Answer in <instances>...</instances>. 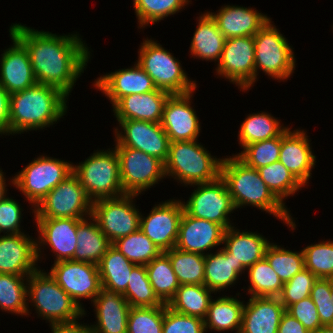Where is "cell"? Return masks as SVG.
<instances>
[{"mask_svg":"<svg viewBox=\"0 0 333 333\" xmlns=\"http://www.w3.org/2000/svg\"><path fill=\"white\" fill-rule=\"evenodd\" d=\"M9 32L27 49L37 83L58 88L69 97L91 60V48L82 36L38 31L21 23L11 24Z\"/></svg>","mask_w":333,"mask_h":333,"instance_id":"6da1fadb","label":"cell"},{"mask_svg":"<svg viewBox=\"0 0 333 333\" xmlns=\"http://www.w3.org/2000/svg\"><path fill=\"white\" fill-rule=\"evenodd\" d=\"M68 98L58 88L40 83L10 94L9 136L58 123L67 113Z\"/></svg>","mask_w":333,"mask_h":333,"instance_id":"7a4b0ae2","label":"cell"},{"mask_svg":"<svg viewBox=\"0 0 333 333\" xmlns=\"http://www.w3.org/2000/svg\"><path fill=\"white\" fill-rule=\"evenodd\" d=\"M220 177L227 184L236 210L252 205L280 219L292 231L297 228L289 208L271 192L258 170L246 165L236 155L223 158Z\"/></svg>","mask_w":333,"mask_h":333,"instance_id":"3957f363","label":"cell"},{"mask_svg":"<svg viewBox=\"0 0 333 333\" xmlns=\"http://www.w3.org/2000/svg\"><path fill=\"white\" fill-rule=\"evenodd\" d=\"M222 160L212 156L198 139L170 142L165 175L184 187L213 182L221 175Z\"/></svg>","mask_w":333,"mask_h":333,"instance_id":"277c9868","label":"cell"},{"mask_svg":"<svg viewBox=\"0 0 333 333\" xmlns=\"http://www.w3.org/2000/svg\"><path fill=\"white\" fill-rule=\"evenodd\" d=\"M27 304V316L32 314L30 306L35 307L37 316L48 321L49 324L81 320L87 315L86 311L59 286L48 271L40 268L28 276Z\"/></svg>","mask_w":333,"mask_h":333,"instance_id":"5b68a950","label":"cell"},{"mask_svg":"<svg viewBox=\"0 0 333 333\" xmlns=\"http://www.w3.org/2000/svg\"><path fill=\"white\" fill-rule=\"evenodd\" d=\"M136 63L152 78L157 89L173 94L197 90L196 80H190L180 60L160 43L146 38L140 45Z\"/></svg>","mask_w":333,"mask_h":333,"instance_id":"8992f818","label":"cell"},{"mask_svg":"<svg viewBox=\"0 0 333 333\" xmlns=\"http://www.w3.org/2000/svg\"><path fill=\"white\" fill-rule=\"evenodd\" d=\"M73 173L92 201L125 194L120 178L119 159L114 148L95 150L83 162L73 164Z\"/></svg>","mask_w":333,"mask_h":333,"instance_id":"52a82bcc","label":"cell"},{"mask_svg":"<svg viewBox=\"0 0 333 333\" xmlns=\"http://www.w3.org/2000/svg\"><path fill=\"white\" fill-rule=\"evenodd\" d=\"M273 23V24H272ZM255 82L260 71L273 80L287 81L294 73L296 59L294 48L287 38L268 21L254 36Z\"/></svg>","mask_w":333,"mask_h":333,"instance_id":"ba28073f","label":"cell"},{"mask_svg":"<svg viewBox=\"0 0 333 333\" xmlns=\"http://www.w3.org/2000/svg\"><path fill=\"white\" fill-rule=\"evenodd\" d=\"M33 159L21 172L9 178V184L18 189L31 204L32 213L40 201L73 172V163L69 161L48 155H39Z\"/></svg>","mask_w":333,"mask_h":333,"instance_id":"9c48e42d","label":"cell"},{"mask_svg":"<svg viewBox=\"0 0 333 333\" xmlns=\"http://www.w3.org/2000/svg\"><path fill=\"white\" fill-rule=\"evenodd\" d=\"M93 201L72 172L34 208V218H75L91 216Z\"/></svg>","mask_w":333,"mask_h":333,"instance_id":"30bf717a","label":"cell"},{"mask_svg":"<svg viewBox=\"0 0 333 333\" xmlns=\"http://www.w3.org/2000/svg\"><path fill=\"white\" fill-rule=\"evenodd\" d=\"M137 196L124 194L93 201L91 216L111 244L139 229L141 212L134 202Z\"/></svg>","mask_w":333,"mask_h":333,"instance_id":"8fae6325","label":"cell"},{"mask_svg":"<svg viewBox=\"0 0 333 333\" xmlns=\"http://www.w3.org/2000/svg\"><path fill=\"white\" fill-rule=\"evenodd\" d=\"M119 159L125 194L141 195L166 178L165 163L157 157L130 147H114Z\"/></svg>","mask_w":333,"mask_h":333,"instance_id":"7c38bea8","label":"cell"},{"mask_svg":"<svg viewBox=\"0 0 333 333\" xmlns=\"http://www.w3.org/2000/svg\"><path fill=\"white\" fill-rule=\"evenodd\" d=\"M191 186L197 188L186 202L182 201L184 210L190 216L215 222L225 230L234 225L230 220V214L236 208L227 184L221 177L213 182Z\"/></svg>","mask_w":333,"mask_h":333,"instance_id":"4fadbf2b","label":"cell"},{"mask_svg":"<svg viewBox=\"0 0 333 333\" xmlns=\"http://www.w3.org/2000/svg\"><path fill=\"white\" fill-rule=\"evenodd\" d=\"M214 69L218 77L248 91L255 84L254 37H231L225 40L222 56Z\"/></svg>","mask_w":333,"mask_h":333,"instance_id":"5bb4252c","label":"cell"},{"mask_svg":"<svg viewBox=\"0 0 333 333\" xmlns=\"http://www.w3.org/2000/svg\"><path fill=\"white\" fill-rule=\"evenodd\" d=\"M48 273L84 311L81 299H89L92 303L99 294L101 281L96 264L74 260L59 261L52 264Z\"/></svg>","mask_w":333,"mask_h":333,"instance_id":"9a60e30c","label":"cell"},{"mask_svg":"<svg viewBox=\"0 0 333 333\" xmlns=\"http://www.w3.org/2000/svg\"><path fill=\"white\" fill-rule=\"evenodd\" d=\"M118 128L114 129L115 147H130L157 157L166 162L169 154L170 140L161 126L141 120L117 121ZM121 129V131H120Z\"/></svg>","mask_w":333,"mask_h":333,"instance_id":"2e32d148","label":"cell"},{"mask_svg":"<svg viewBox=\"0 0 333 333\" xmlns=\"http://www.w3.org/2000/svg\"><path fill=\"white\" fill-rule=\"evenodd\" d=\"M184 212L182 200L169 199L155 204L145 217L140 215L139 229L162 251L175 247L179 223Z\"/></svg>","mask_w":333,"mask_h":333,"instance_id":"e0dca14e","label":"cell"},{"mask_svg":"<svg viewBox=\"0 0 333 333\" xmlns=\"http://www.w3.org/2000/svg\"><path fill=\"white\" fill-rule=\"evenodd\" d=\"M38 230L36 239L37 259L40 261L46 247L55 254L54 263L74 260L77 247V225L75 218H34ZM43 247V248H42Z\"/></svg>","mask_w":333,"mask_h":333,"instance_id":"ac0fdd59","label":"cell"},{"mask_svg":"<svg viewBox=\"0 0 333 333\" xmlns=\"http://www.w3.org/2000/svg\"><path fill=\"white\" fill-rule=\"evenodd\" d=\"M193 93L170 95L165 103L161 126L170 142L194 141L200 136L201 122L191 103Z\"/></svg>","mask_w":333,"mask_h":333,"instance_id":"d6986e66","label":"cell"},{"mask_svg":"<svg viewBox=\"0 0 333 333\" xmlns=\"http://www.w3.org/2000/svg\"><path fill=\"white\" fill-rule=\"evenodd\" d=\"M36 239L25 233L0 235V273L29 276L38 270Z\"/></svg>","mask_w":333,"mask_h":333,"instance_id":"ffe728a7","label":"cell"},{"mask_svg":"<svg viewBox=\"0 0 333 333\" xmlns=\"http://www.w3.org/2000/svg\"><path fill=\"white\" fill-rule=\"evenodd\" d=\"M133 65L131 68L118 69L95 79L92 86L105 94L112 107L127 95L157 90L152 78L136 62Z\"/></svg>","mask_w":333,"mask_h":333,"instance_id":"44dd1931","label":"cell"},{"mask_svg":"<svg viewBox=\"0 0 333 333\" xmlns=\"http://www.w3.org/2000/svg\"><path fill=\"white\" fill-rule=\"evenodd\" d=\"M288 128L282 134L279 161L305 187L311 179L312 169L316 165V156L312 152L311 140L306 130Z\"/></svg>","mask_w":333,"mask_h":333,"instance_id":"7402d4cb","label":"cell"},{"mask_svg":"<svg viewBox=\"0 0 333 333\" xmlns=\"http://www.w3.org/2000/svg\"><path fill=\"white\" fill-rule=\"evenodd\" d=\"M224 232L225 229L221 225L190 216L184 210L175 247L205 256L209 253L207 251L223 244Z\"/></svg>","mask_w":333,"mask_h":333,"instance_id":"603a6c76","label":"cell"},{"mask_svg":"<svg viewBox=\"0 0 333 333\" xmlns=\"http://www.w3.org/2000/svg\"><path fill=\"white\" fill-rule=\"evenodd\" d=\"M12 45L0 55V85L13 94L37 83L25 46L9 32Z\"/></svg>","mask_w":333,"mask_h":333,"instance_id":"cb8c5ba5","label":"cell"},{"mask_svg":"<svg viewBox=\"0 0 333 333\" xmlns=\"http://www.w3.org/2000/svg\"><path fill=\"white\" fill-rule=\"evenodd\" d=\"M91 304L97 319L96 324L90 323L93 333H127L131 307L122 294L101 286Z\"/></svg>","mask_w":333,"mask_h":333,"instance_id":"d4e9b609","label":"cell"},{"mask_svg":"<svg viewBox=\"0 0 333 333\" xmlns=\"http://www.w3.org/2000/svg\"><path fill=\"white\" fill-rule=\"evenodd\" d=\"M256 8L236 5L221 6L216 12H208L225 38L253 37L272 18Z\"/></svg>","mask_w":333,"mask_h":333,"instance_id":"484cf974","label":"cell"},{"mask_svg":"<svg viewBox=\"0 0 333 333\" xmlns=\"http://www.w3.org/2000/svg\"><path fill=\"white\" fill-rule=\"evenodd\" d=\"M171 94L157 89L122 97L112 108L117 121L141 120L161 123L165 103Z\"/></svg>","mask_w":333,"mask_h":333,"instance_id":"4316f807","label":"cell"},{"mask_svg":"<svg viewBox=\"0 0 333 333\" xmlns=\"http://www.w3.org/2000/svg\"><path fill=\"white\" fill-rule=\"evenodd\" d=\"M285 311L279 297H250L243 307L240 333H278Z\"/></svg>","mask_w":333,"mask_h":333,"instance_id":"83f0119b","label":"cell"},{"mask_svg":"<svg viewBox=\"0 0 333 333\" xmlns=\"http://www.w3.org/2000/svg\"><path fill=\"white\" fill-rule=\"evenodd\" d=\"M258 232L238 229L234 225L224 232L223 248L232 255L237 264L247 270L265 257L270 241Z\"/></svg>","mask_w":333,"mask_h":333,"instance_id":"f1b7e54d","label":"cell"},{"mask_svg":"<svg viewBox=\"0 0 333 333\" xmlns=\"http://www.w3.org/2000/svg\"><path fill=\"white\" fill-rule=\"evenodd\" d=\"M215 251V254L210 252L205 255L204 267V285L214 294L233 287L246 271L243 265L237 264L223 247Z\"/></svg>","mask_w":333,"mask_h":333,"instance_id":"f546056e","label":"cell"},{"mask_svg":"<svg viewBox=\"0 0 333 333\" xmlns=\"http://www.w3.org/2000/svg\"><path fill=\"white\" fill-rule=\"evenodd\" d=\"M197 28L190 44V55L202 61H220L225 44V36L219 30L216 22L207 12L197 16Z\"/></svg>","mask_w":333,"mask_h":333,"instance_id":"4dcf8cb0","label":"cell"},{"mask_svg":"<svg viewBox=\"0 0 333 333\" xmlns=\"http://www.w3.org/2000/svg\"><path fill=\"white\" fill-rule=\"evenodd\" d=\"M240 293L236 296L215 297L212 299L204 319L205 329L212 332H229L236 331L240 333L242 326V313L245 302L239 298ZM238 296V298H236Z\"/></svg>","mask_w":333,"mask_h":333,"instance_id":"1f68e13d","label":"cell"},{"mask_svg":"<svg viewBox=\"0 0 333 333\" xmlns=\"http://www.w3.org/2000/svg\"><path fill=\"white\" fill-rule=\"evenodd\" d=\"M111 245L92 216L78 221L74 261L98 265Z\"/></svg>","mask_w":333,"mask_h":333,"instance_id":"d6a6232c","label":"cell"},{"mask_svg":"<svg viewBox=\"0 0 333 333\" xmlns=\"http://www.w3.org/2000/svg\"><path fill=\"white\" fill-rule=\"evenodd\" d=\"M213 293L204 284L180 285L167 307L174 312L204 320Z\"/></svg>","mask_w":333,"mask_h":333,"instance_id":"836d02e7","label":"cell"},{"mask_svg":"<svg viewBox=\"0 0 333 333\" xmlns=\"http://www.w3.org/2000/svg\"><path fill=\"white\" fill-rule=\"evenodd\" d=\"M288 128V125L284 126L280 119L273 117L268 112L251 113L240 124L237 141L243 149L251 143L282 135Z\"/></svg>","mask_w":333,"mask_h":333,"instance_id":"e575fe53","label":"cell"},{"mask_svg":"<svg viewBox=\"0 0 333 333\" xmlns=\"http://www.w3.org/2000/svg\"><path fill=\"white\" fill-rule=\"evenodd\" d=\"M135 266L111 245L98 264L101 286L123 294Z\"/></svg>","mask_w":333,"mask_h":333,"instance_id":"d590c367","label":"cell"},{"mask_svg":"<svg viewBox=\"0 0 333 333\" xmlns=\"http://www.w3.org/2000/svg\"><path fill=\"white\" fill-rule=\"evenodd\" d=\"M145 267L155 295L163 304H168L180 286L169 256L162 252Z\"/></svg>","mask_w":333,"mask_h":333,"instance_id":"8d00e7d4","label":"cell"},{"mask_svg":"<svg viewBox=\"0 0 333 333\" xmlns=\"http://www.w3.org/2000/svg\"><path fill=\"white\" fill-rule=\"evenodd\" d=\"M28 276L0 273V310L27 317Z\"/></svg>","mask_w":333,"mask_h":333,"instance_id":"74e56055","label":"cell"},{"mask_svg":"<svg viewBox=\"0 0 333 333\" xmlns=\"http://www.w3.org/2000/svg\"><path fill=\"white\" fill-rule=\"evenodd\" d=\"M246 272L250 282L247 286V294L250 297L280 296L284 283L265 257L250 266Z\"/></svg>","mask_w":333,"mask_h":333,"instance_id":"f35d334b","label":"cell"},{"mask_svg":"<svg viewBox=\"0 0 333 333\" xmlns=\"http://www.w3.org/2000/svg\"><path fill=\"white\" fill-rule=\"evenodd\" d=\"M180 285L204 284L205 256L176 247L165 251Z\"/></svg>","mask_w":333,"mask_h":333,"instance_id":"ab89813d","label":"cell"},{"mask_svg":"<svg viewBox=\"0 0 333 333\" xmlns=\"http://www.w3.org/2000/svg\"><path fill=\"white\" fill-rule=\"evenodd\" d=\"M112 246L135 265H147L162 251L140 230L117 239Z\"/></svg>","mask_w":333,"mask_h":333,"instance_id":"60d3db41","label":"cell"},{"mask_svg":"<svg viewBox=\"0 0 333 333\" xmlns=\"http://www.w3.org/2000/svg\"><path fill=\"white\" fill-rule=\"evenodd\" d=\"M189 4L191 0H133L138 28L159 23L164 18L181 12Z\"/></svg>","mask_w":333,"mask_h":333,"instance_id":"b9f144b4","label":"cell"},{"mask_svg":"<svg viewBox=\"0 0 333 333\" xmlns=\"http://www.w3.org/2000/svg\"><path fill=\"white\" fill-rule=\"evenodd\" d=\"M257 170L264 183L283 204L288 196L295 195L296 192L304 188L280 161Z\"/></svg>","mask_w":333,"mask_h":333,"instance_id":"7bdbcfd3","label":"cell"},{"mask_svg":"<svg viewBox=\"0 0 333 333\" xmlns=\"http://www.w3.org/2000/svg\"><path fill=\"white\" fill-rule=\"evenodd\" d=\"M128 281L127 289L122 295L126 298L130 307H155L163 305L154 293L145 266L136 265L132 269Z\"/></svg>","mask_w":333,"mask_h":333,"instance_id":"ee69618b","label":"cell"},{"mask_svg":"<svg viewBox=\"0 0 333 333\" xmlns=\"http://www.w3.org/2000/svg\"><path fill=\"white\" fill-rule=\"evenodd\" d=\"M265 258L283 283L288 282L305 268L303 250L292 251L272 243V241L266 249Z\"/></svg>","mask_w":333,"mask_h":333,"instance_id":"f6af8a7d","label":"cell"},{"mask_svg":"<svg viewBox=\"0 0 333 333\" xmlns=\"http://www.w3.org/2000/svg\"><path fill=\"white\" fill-rule=\"evenodd\" d=\"M282 135L246 145L239 154H235L246 165L258 169L279 161Z\"/></svg>","mask_w":333,"mask_h":333,"instance_id":"bcb514c9","label":"cell"},{"mask_svg":"<svg viewBox=\"0 0 333 333\" xmlns=\"http://www.w3.org/2000/svg\"><path fill=\"white\" fill-rule=\"evenodd\" d=\"M305 268L317 278L333 279V241H318L304 247Z\"/></svg>","mask_w":333,"mask_h":333,"instance_id":"7dc6e473","label":"cell"},{"mask_svg":"<svg viewBox=\"0 0 333 333\" xmlns=\"http://www.w3.org/2000/svg\"><path fill=\"white\" fill-rule=\"evenodd\" d=\"M165 304L155 307H131L127 333H162Z\"/></svg>","mask_w":333,"mask_h":333,"instance_id":"c3c4849f","label":"cell"},{"mask_svg":"<svg viewBox=\"0 0 333 333\" xmlns=\"http://www.w3.org/2000/svg\"><path fill=\"white\" fill-rule=\"evenodd\" d=\"M317 279L310 270L304 268L284 283L279 299L285 309L302 299L310 297Z\"/></svg>","mask_w":333,"mask_h":333,"instance_id":"681fc988","label":"cell"},{"mask_svg":"<svg viewBox=\"0 0 333 333\" xmlns=\"http://www.w3.org/2000/svg\"><path fill=\"white\" fill-rule=\"evenodd\" d=\"M162 333H206L204 320L174 312L165 304Z\"/></svg>","mask_w":333,"mask_h":333,"instance_id":"f907efd6","label":"cell"},{"mask_svg":"<svg viewBox=\"0 0 333 333\" xmlns=\"http://www.w3.org/2000/svg\"><path fill=\"white\" fill-rule=\"evenodd\" d=\"M21 204L16 199L6 196L0 202V235L25 233L21 229L23 219Z\"/></svg>","mask_w":333,"mask_h":333,"instance_id":"816d5d0a","label":"cell"},{"mask_svg":"<svg viewBox=\"0 0 333 333\" xmlns=\"http://www.w3.org/2000/svg\"><path fill=\"white\" fill-rule=\"evenodd\" d=\"M286 311L299 320L303 326L311 333L322 326L317 307L311 297L305 298L290 305Z\"/></svg>","mask_w":333,"mask_h":333,"instance_id":"f5cc1de1","label":"cell"},{"mask_svg":"<svg viewBox=\"0 0 333 333\" xmlns=\"http://www.w3.org/2000/svg\"><path fill=\"white\" fill-rule=\"evenodd\" d=\"M310 297L314 303L331 301V278H318L313 285Z\"/></svg>","mask_w":333,"mask_h":333,"instance_id":"db71d44e","label":"cell"},{"mask_svg":"<svg viewBox=\"0 0 333 333\" xmlns=\"http://www.w3.org/2000/svg\"><path fill=\"white\" fill-rule=\"evenodd\" d=\"M78 321L80 320L50 324L51 333H93L89 324Z\"/></svg>","mask_w":333,"mask_h":333,"instance_id":"11a10c76","label":"cell"},{"mask_svg":"<svg viewBox=\"0 0 333 333\" xmlns=\"http://www.w3.org/2000/svg\"><path fill=\"white\" fill-rule=\"evenodd\" d=\"M10 94L0 85V135H9Z\"/></svg>","mask_w":333,"mask_h":333,"instance_id":"9f6ffc18","label":"cell"},{"mask_svg":"<svg viewBox=\"0 0 333 333\" xmlns=\"http://www.w3.org/2000/svg\"><path fill=\"white\" fill-rule=\"evenodd\" d=\"M278 333H311L303 324L285 311L281 317Z\"/></svg>","mask_w":333,"mask_h":333,"instance_id":"6f0895ef","label":"cell"},{"mask_svg":"<svg viewBox=\"0 0 333 333\" xmlns=\"http://www.w3.org/2000/svg\"><path fill=\"white\" fill-rule=\"evenodd\" d=\"M317 307L319 319L322 325H333V303H314Z\"/></svg>","mask_w":333,"mask_h":333,"instance_id":"680465c9","label":"cell"},{"mask_svg":"<svg viewBox=\"0 0 333 333\" xmlns=\"http://www.w3.org/2000/svg\"><path fill=\"white\" fill-rule=\"evenodd\" d=\"M6 183V178L3 170L0 168V202L7 196L8 189Z\"/></svg>","mask_w":333,"mask_h":333,"instance_id":"91938a15","label":"cell"},{"mask_svg":"<svg viewBox=\"0 0 333 333\" xmlns=\"http://www.w3.org/2000/svg\"><path fill=\"white\" fill-rule=\"evenodd\" d=\"M313 333H333V325H322Z\"/></svg>","mask_w":333,"mask_h":333,"instance_id":"94428289","label":"cell"},{"mask_svg":"<svg viewBox=\"0 0 333 333\" xmlns=\"http://www.w3.org/2000/svg\"><path fill=\"white\" fill-rule=\"evenodd\" d=\"M331 301L333 303V279L331 278Z\"/></svg>","mask_w":333,"mask_h":333,"instance_id":"6125c7cd","label":"cell"}]
</instances>
